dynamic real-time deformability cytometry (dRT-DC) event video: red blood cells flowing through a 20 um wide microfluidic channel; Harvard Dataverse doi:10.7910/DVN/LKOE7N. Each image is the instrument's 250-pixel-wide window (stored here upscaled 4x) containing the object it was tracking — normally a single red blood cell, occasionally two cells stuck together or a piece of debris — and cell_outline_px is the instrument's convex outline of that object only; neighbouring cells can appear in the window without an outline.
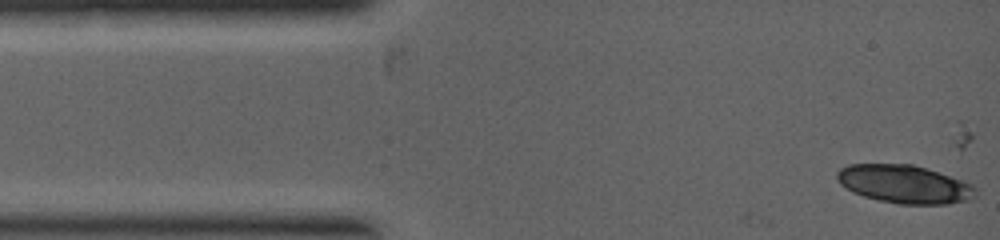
{"species": "common noctule bat (a hibernating species)", "species_latin": "Nyctalus noctula", "temperature_condition": "warm", "stored_images_in_passage": 8, "camera_frame_rate_fps": 5000, "um_per_image_px": 0.085, "animal": {"sex": "female", "body_mass_g": 19.0, "forearm_length_mm": 53.3}, "frame": {"image": 1, "passage_image": 1, "time_ms": 0.0, "image_size_px": [1000, 240], "cell_outline_px": [[976, 196], [968, 200], [948, 204], [896, 204], [864, 196], [852, 192], [840, 184], [836, 180], [836, 172], [840, 168], [848, 164], [912, 164], [972, 184], [976, 188]], "centroid_in_image_um": [76.83, 15.66], "position_along_channel_um": 8.2, "area_um2": 30.75}}